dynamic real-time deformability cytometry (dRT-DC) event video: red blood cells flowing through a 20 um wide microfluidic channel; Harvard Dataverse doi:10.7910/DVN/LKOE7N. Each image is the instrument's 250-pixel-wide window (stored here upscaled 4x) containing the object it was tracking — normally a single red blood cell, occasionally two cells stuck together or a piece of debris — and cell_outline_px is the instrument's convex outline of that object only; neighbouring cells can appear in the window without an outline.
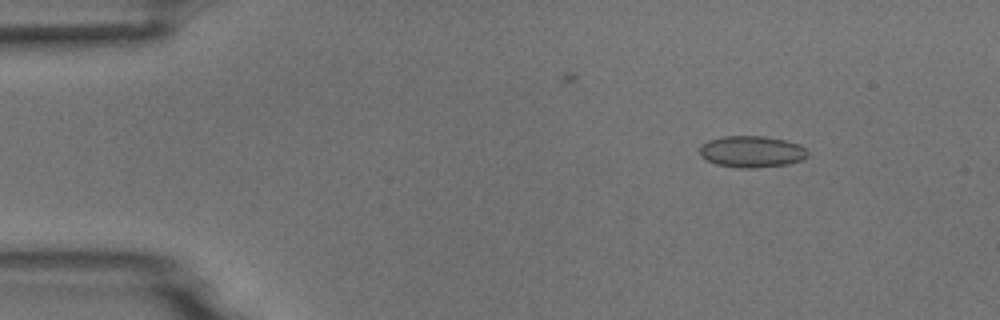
{"species": "common noctule bat (a hibernating species)", "species_latin": "Nyctalus noctula", "temperature_condition": "room temperature", "stored_images_in_passage": 3, "camera_frame_rate_fps": 3000, "um_per_image_px": 0.085, "animal": {"sex": "male", "body_mass_g": 18.8}, "frame": {"image": 1, "passage_image": 1, "time_ms": 0.0, "image_size_px": [1000, 320], "cell_outline_px": [[808, 156], [804, 160], [788, 164], [756, 168], [740, 168], [716, 164], [700, 156], [700, 148], [708, 140], [724, 136], [764, 136], [784, 140], [800, 144], [808, 152]], "centroid_in_image_um": [63.93, 12.89], "position_along_channel_um": 21.1, "area_um2": 19.88}}
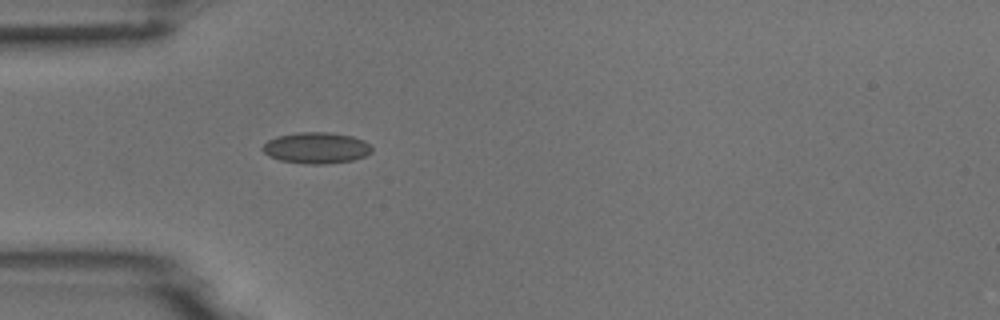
{"frame": {"image": 2, "passage_image": 3, "time_ms": 0.667, "image_size_px": [1000, 320], "cell_outline_px": [[372, 152], [364, 156], [352, 160], [324, 164], [304, 164], [280, 160], [268, 156], [260, 148], [268, 140], [276, 136], [300, 132], [328, 132], [352, 136], [364, 140], [372, 148]], "centroid_in_image_um": [26.86, 12.57], "position_along_channel_um": 58.1, "area_um2": 19.88}}